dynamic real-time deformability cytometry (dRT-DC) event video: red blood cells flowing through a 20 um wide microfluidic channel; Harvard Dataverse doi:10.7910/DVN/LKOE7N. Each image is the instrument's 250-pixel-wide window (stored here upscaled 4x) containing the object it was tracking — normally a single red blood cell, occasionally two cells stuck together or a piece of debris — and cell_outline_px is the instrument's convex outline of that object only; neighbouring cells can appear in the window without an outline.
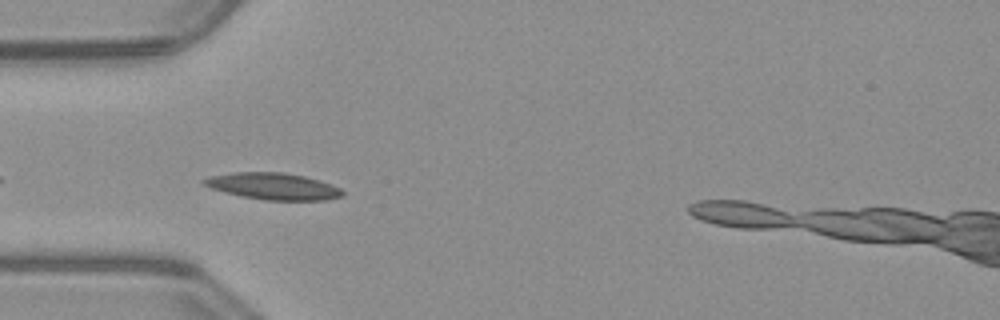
{"species": "common noctule bat (a hibernating species)", "species_latin": "Nyctalus noctula", "temperature_condition": "warm", "stored_images_in_passage": 30, "camera_frame_rate_fps": 3000, "um_per_image_px": 0.085, "animal": {"sex": "male", "body_mass_g": 23.1, "forearm_length_mm": 52.7}, "frame": {"image": 1, "passage_image": 3, "time_ms": 0.667, "image_size_px": [1000, 320], "cell_outline_px": [[344, 196], [328, 200], [264, 200], [224, 192], [212, 188], [204, 184], [200, 180], [212, 176], [232, 172], [284, 172], [304, 176], [320, 180], [332, 184], [340, 188], [344, 192]], "centroid_in_image_um": [23.27, 15.83], "position_along_channel_um": 61.7, "area_um2": 21.56}}
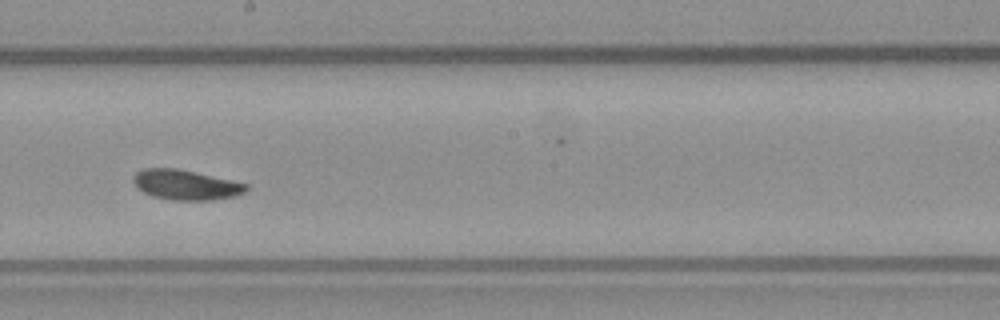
{"frame": {"image": 2, "passage_image": 16, "time_ms": 5.0, "image_size_px": [1000, 320], "cell_outline_px": [[248, 188], [244, 192], [236, 196], [212, 200], [172, 200], [152, 196], [136, 188], [132, 180], [132, 176], [140, 168], [176, 168], [196, 172], [232, 180], [248, 184]], "centroid_in_image_um": [15.75, 15.7], "position_along_channel_um": 232.4, "area_um2": 19.94}}
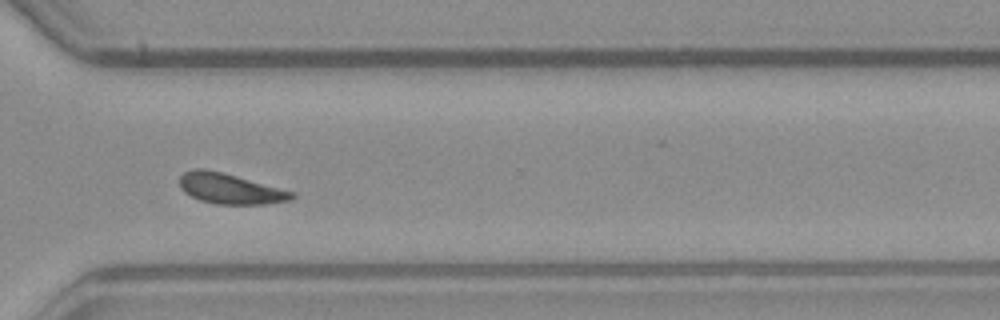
{"frame": {"image": 3, "passage_image": 25, "time_ms": 8.0, "image_size_px": [1000, 320], "cell_outline_px": [[296, 196], [292, 200], [268, 204], [216, 204], [200, 200], [184, 192], [180, 188], [180, 176], [184, 172], [192, 168], [204, 168], [224, 172], [292, 192]], "centroid_in_image_um": [19.52, 16.03], "position_along_channel_um": 351.1, "area_um2": 19.88}, "authors_computed_cell_mechanics": {"area_um2": 19.6231, "velocity_mm_per_s": 3.9596, "shape_relaxation_time_tau1_ms": 2.631, "shape_relaxation_time_tau2_ms": null, "deformation_change_tau1": 0.1146, "deformation_change_tau2": null}}